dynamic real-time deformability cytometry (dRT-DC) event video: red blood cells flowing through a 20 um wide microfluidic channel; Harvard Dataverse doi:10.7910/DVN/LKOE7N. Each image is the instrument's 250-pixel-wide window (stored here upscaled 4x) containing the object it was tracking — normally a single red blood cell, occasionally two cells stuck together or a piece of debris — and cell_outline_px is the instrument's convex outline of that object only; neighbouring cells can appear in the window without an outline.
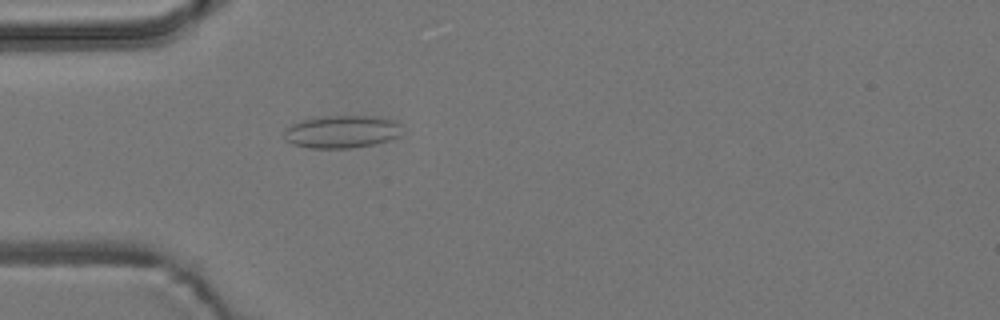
{"species": "common noctule bat (a hibernating species)", "species_latin": "Nyctalus noctula", "temperature_condition": "room temperature", "stored_images_in_passage": 4, "camera_frame_rate_fps": 3000, "um_per_image_px": 0.085, "animal": {"sex": "male", "body_mass_g": 19.2, "forearm_length_mm": 51.8}, "frame": {"image": 1, "passage_image": 4, "time_ms": 4.667, "image_size_px": [1000, 320], "cell_outline_px": [[400, 136], [388, 140], [372, 144], [348, 148], [312, 148], [292, 144], [288, 140], [284, 132], [284, 128], [292, 124], [304, 120], [324, 116], [376, 116], [396, 120], [400, 124]], "centroid_in_image_um": [29.07, 11.18], "position_along_channel_um": 55.9, "area_um2": 22.25}}